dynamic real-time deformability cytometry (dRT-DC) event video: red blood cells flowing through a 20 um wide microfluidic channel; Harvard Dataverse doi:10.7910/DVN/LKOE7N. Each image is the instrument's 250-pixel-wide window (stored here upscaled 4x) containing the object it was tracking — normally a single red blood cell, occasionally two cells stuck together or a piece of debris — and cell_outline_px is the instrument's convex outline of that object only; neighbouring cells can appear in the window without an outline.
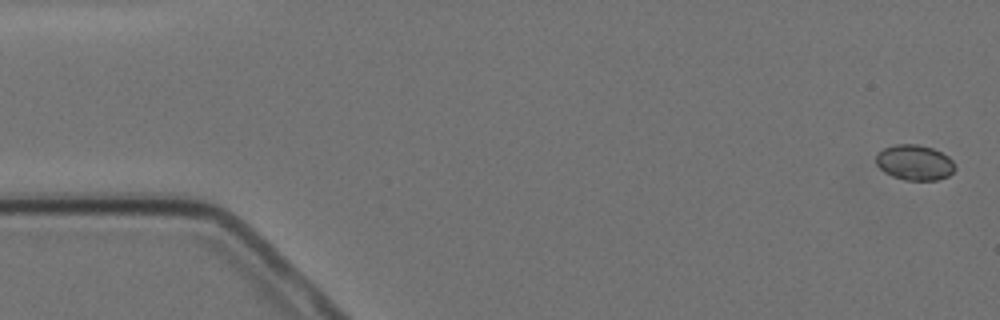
{"species": "Egyptian fruit bat (a non-hibernating species)", "species_latin": "Rousettus aegyptiacus", "temperature_condition": "cold", "stored_images_in_passage": 6, "camera_frame_rate_fps": 3000, "um_per_image_px": 0.085, "animal": {"sex": "female"}, "frame": {"image": 1, "passage_image": 1, "time_ms": 0.0, "image_size_px": [1000, 320], "cell_outline_px": [[956, 168], [948, 176], [936, 180], [904, 180], [892, 176], [884, 172], [876, 164], [876, 156], [884, 148], [896, 144], [916, 144], [932, 148], [948, 156], [952, 160]], "centroid_in_image_um": [77.74, 13.82], "position_along_channel_um": 7.3, "area_um2": 16.18}}
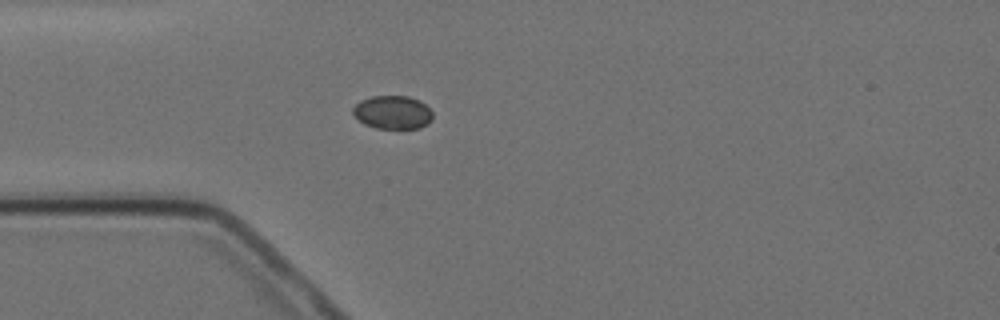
{"frame": {"image": 2, "passage_image": 5, "time_ms": 4.667, "image_size_px": [1000, 320], "cell_outline_px": [[432, 120], [428, 124], [420, 128], [376, 128], [364, 124], [352, 112], [352, 108], [360, 100], [372, 96], [408, 96], [420, 100], [432, 112]], "centroid_in_image_um": [33.38, 9.54], "position_along_channel_um": 51.6, "area_um2": 15.49}}